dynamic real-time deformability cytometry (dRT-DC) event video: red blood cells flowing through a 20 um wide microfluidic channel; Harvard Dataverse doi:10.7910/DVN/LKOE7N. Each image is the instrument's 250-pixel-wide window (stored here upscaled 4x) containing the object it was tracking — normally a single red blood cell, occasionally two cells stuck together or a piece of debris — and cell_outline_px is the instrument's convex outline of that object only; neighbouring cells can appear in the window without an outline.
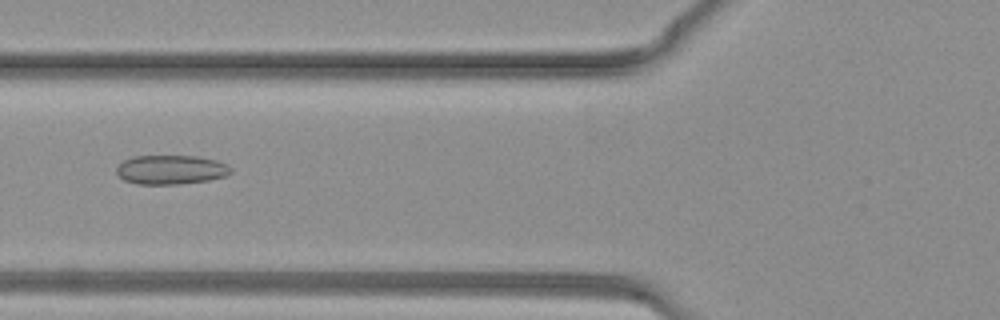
{"species": "common noctule bat (a hibernating species)", "species_latin": "Nyctalus noctula", "temperature_condition": "warm", "stored_images_in_passage": 38, "camera_frame_rate_fps": 3000, "um_per_image_px": 0.085, "animal": {"sex": "female", "body_mass_g": 19.3, "forearm_length_mm": 54.1}, "frame": {"image": 1, "passage_image": 15, "time_ms": 4.667, "image_size_px": [1000, 320], "cell_outline_px": [[232, 172], [224, 176], [208, 180], [180, 184], [136, 184], [124, 180], [116, 172], [116, 168], [124, 160], [132, 156], [196, 156], [216, 160], [228, 164], [232, 168]], "centroid_in_image_um": [14.53, 14.42], "position_along_channel_um": 111.3, "area_um2": 19.48}}
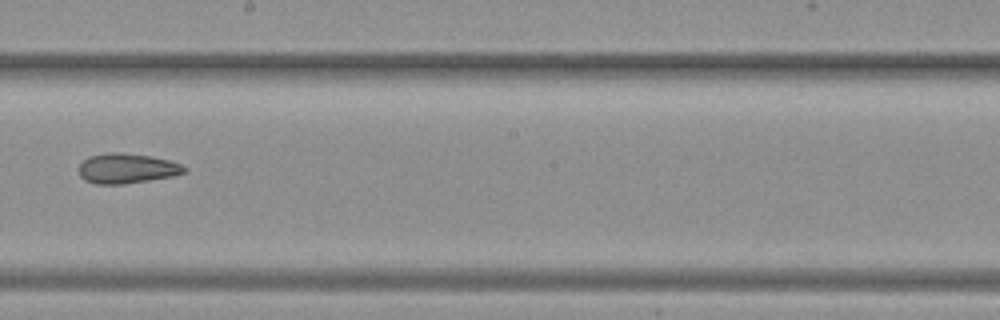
{"frame": {"image": 2, "passage_image": 22, "time_ms": 7.0, "image_size_px": [1000, 320], "cell_outline_px": [[188, 168], [184, 172], [172, 176], [124, 184], [96, 184], [84, 180], [80, 176], [80, 164], [88, 156], [108, 152], [120, 152], [148, 156], [168, 160], [180, 164]], "centroid_in_image_um": [10.75, 14.31], "position_along_channel_um": 237.5, "area_um2": 18.26}}
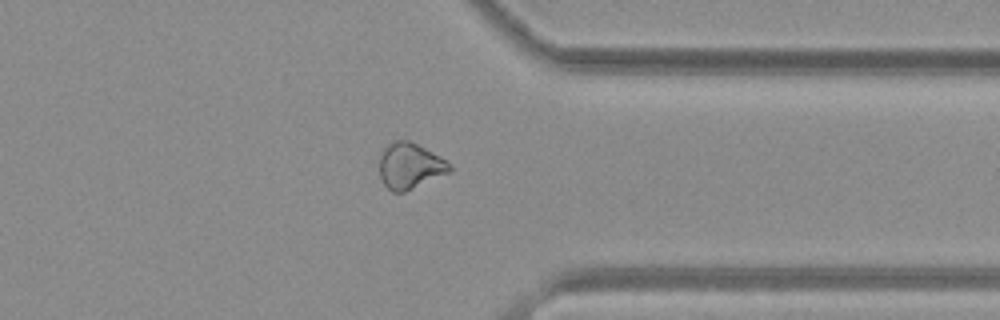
{"frame": {"image": 3, "passage_image": 30, "time_ms": 9.667, "image_size_px": [1000, 320], "cell_outline_px": [[452, 168], [448, 172], [404, 192], [392, 192], [384, 184], [380, 176], [380, 156], [384, 148], [388, 144], [396, 140], [408, 140], [432, 152], [452, 164]], "centroid_in_image_um": [34.82, 14.09], "position_along_channel_um": 376.6, "area_um2": 18.38}}